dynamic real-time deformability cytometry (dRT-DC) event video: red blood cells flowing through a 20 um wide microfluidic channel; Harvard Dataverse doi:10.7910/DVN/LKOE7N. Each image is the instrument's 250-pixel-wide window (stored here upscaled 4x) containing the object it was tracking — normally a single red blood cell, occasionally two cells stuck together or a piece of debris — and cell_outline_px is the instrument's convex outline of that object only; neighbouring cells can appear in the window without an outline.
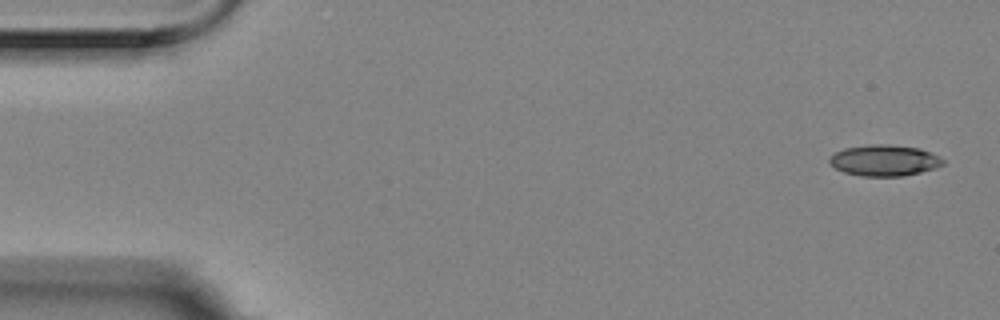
{"species": "Egyptian fruit bat (a non-hibernating species)", "species_latin": "Rousettus aegyptiacus", "temperature_condition": "room temperature", "stored_images_in_passage": 6, "segment_of_instrument_passage": [2, 2], "camera_frame_rate_fps": 3000, "um_per_image_px": 0.085, "animal": {"sex": "female"}, "frame": {"image": 1, "passage_image": 6, "time_ms": 1.667, "image_size_px": [1000, 320], "cell_outline_px": [[944, 164], [936, 168], [904, 176], [860, 176], [844, 172], [836, 168], [828, 160], [836, 152], [844, 148], [872, 144], [888, 144], [920, 148], [940, 156], [944, 160]], "centroid_in_image_um": [75.21, 13.63], "position_along_channel_um": 9.8, "area_um2": 20.58}}